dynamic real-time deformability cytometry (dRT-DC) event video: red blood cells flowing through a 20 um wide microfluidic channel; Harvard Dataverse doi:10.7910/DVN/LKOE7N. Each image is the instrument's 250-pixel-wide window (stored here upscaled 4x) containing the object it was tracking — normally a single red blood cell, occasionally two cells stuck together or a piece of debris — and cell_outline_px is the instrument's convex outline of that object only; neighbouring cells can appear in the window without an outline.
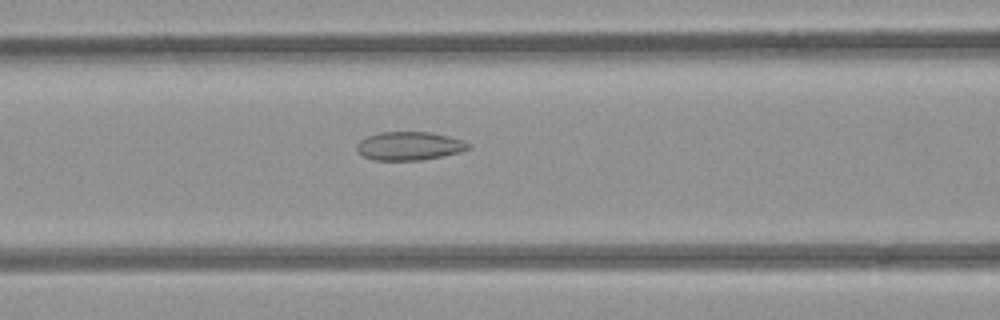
{"species": "common noctule bat (a hibernating species)", "species_latin": "Nyctalus noctula", "temperature_condition": "room temperature", "stored_images_in_passage": 41, "camera_frame_rate_fps": 3000, "um_per_image_px": 0.085, "animal": {"sex": "female", "body_mass_g": 21.9}, "frame": {"image": 1, "passage_image": 10, "time_ms": 3.0, "image_size_px": [1000, 320], "cell_outline_px": [[472, 148], [460, 152], [424, 160], [372, 160], [364, 156], [356, 148], [356, 144], [360, 140], [368, 136], [380, 132], [432, 132], [464, 140], [472, 144]], "centroid_in_image_um": [34.84, 12.4], "position_along_channel_um": 131.8, "area_um2": 18.67}}
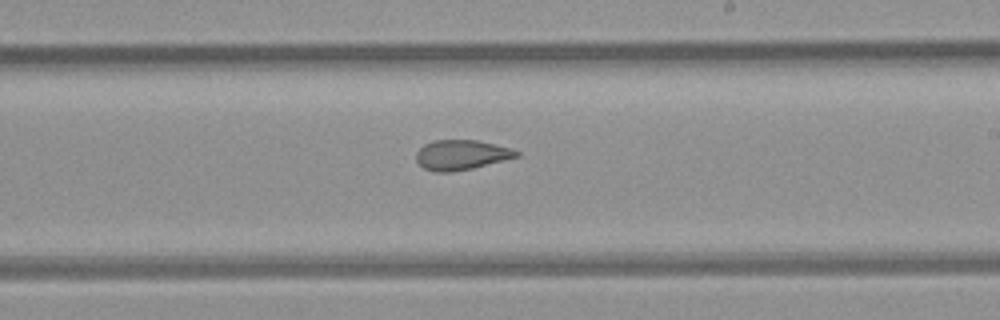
{"frame": {"image": 2, "passage_image": 19, "time_ms": 6.0, "image_size_px": [1000, 320], "cell_outline_px": [[520, 156], [472, 168], [452, 172], [432, 172], [424, 168], [416, 160], [416, 152], [424, 144], [432, 140], [476, 140], [508, 148], [520, 152]], "centroid_in_image_um": [39.16, 13.17], "position_along_channel_um": 249.8, "area_um2": 17.34}}
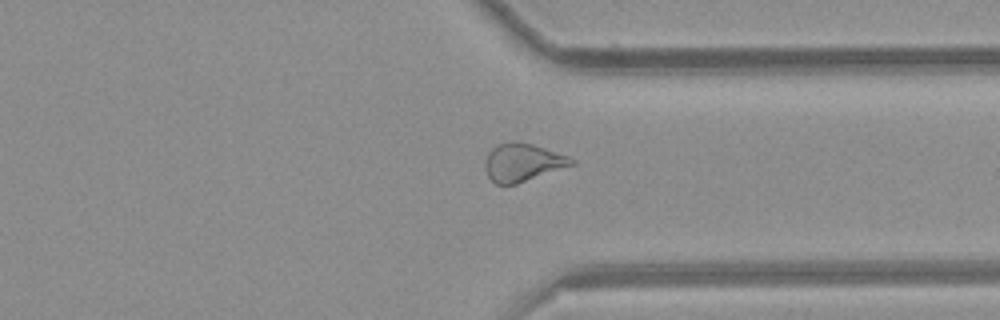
{"frame": {"image": 3, "passage_image": 28, "time_ms": 9.0, "image_size_px": [1000, 320], "cell_outline_px": [[576, 164], [516, 184], [496, 184], [488, 176], [484, 168], [484, 164], [488, 152], [492, 148], [500, 144], [532, 144], [568, 156], [576, 160]], "centroid_in_image_um": [44.44, 13.84], "position_along_channel_um": 367.0, "area_um2": 18.61}, "authors_computed_cell_mechanics": {"area_um2": 18.8428, "velocity_mm_per_s": 3.9296, "shape_relaxation_time_tau1_ms": null, "shape_relaxation_time_tau2_ms": 2.1765, "deformation_change_tau1": null, "deformation_change_tau2": 0.0844}}